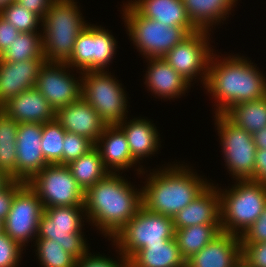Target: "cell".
<instances>
[{
	"label": "cell",
	"instance_id": "6da1fadb",
	"mask_svg": "<svg viewBox=\"0 0 266 267\" xmlns=\"http://www.w3.org/2000/svg\"><path fill=\"white\" fill-rule=\"evenodd\" d=\"M143 206L142 189L137 191L122 176L109 173L85 191L86 219L111 240Z\"/></svg>",
	"mask_w": 266,
	"mask_h": 267
},
{
	"label": "cell",
	"instance_id": "7a4b0ae2",
	"mask_svg": "<svg viewBox=\"0 0 266 267\" xmlns=\"http://www.w3.org/2000/svg\"><path fill=\"white\" fill-rule=\"evenodd\" d=\"M209 62L204 88L215 98L216 114H224L240 102L258 100L266 96V78L247 58L240 56L216 58ZM214 59V60H213ZM218 60V61H217Z\"/></svg>",
	"mask_w": 266,
	"mask_h": 267
},
{
	"label": "cell",
	"instance_id": "3957f363",
	"mask_svg": "<svg viewBox=\"0 0 266 267\" xmlns=\"http://www.w3.org/2000/svg\"><path fill=\"white\" fill-rule=\"evenodd\" d=\"M150 174L146 185L140 188L143 207L170 217L189 205L210 184L183 164L160 167V171Z\"/></svg>",
	"mask_w": 266,
	"mask_h": 267
},
{
	"label": "cell",
	"instance_id": "277c9868",
	"mask_svg": "<svg viewBox=\"0 0 266 267\" xmlns=\"http://www.w3.org/2000/svg\"><path fill=\"white\" fill-rule=\"evenodd\" d=\"M74 0H55L42 19V42L46 62L65 63L78 35L88 25Z\"/></svg>",
	"mask_w": 266,
	"mask_h": 267
},
{
	"label": "cell",
	"instance_id": "5b68a950",
	"mask_svg": "<svg viewBox=\"0 0 266 267\" xmlns=\"http://www.w3.org/2000/svg\"><path fill=\"white\" fill-rule=\"evenodd\" d=\"M218 192L221 230L241 237L265 209L266 186L254 180H237L231 189Z\"/></svg>",
	"mask_w": 266,
	"mask_h": 267
},
{
	"label": "cell",
	"instance_id": "8992f818",
	"mask_svg": "<svg viewBox=\"0 0 266 267\" xmlns=\"http://www.w3.org/2000/svg\"><path fill=\"white\" fill-rule=\"evenodd\" d=\"M123 7V19L129 38L146 59L163 58L170 49L189 35L183 27H170L143 17L129 2Z\"/></svg>",
	"mask_w": 266,
	"mask_h": 267
},
{
	"label": "cell",
	"instance_id": "52a82bcc",
	"mask_svg": "<svg viewBox=\"0 0 266 267\" xmlns=\"http://www.w3.org/2000/svg\"><path fill=\"white\" fill-rule=\"evenodd\" d=\"M175 238L173 217L153 213L141 207L134 217L115 235L114 246L130 259L145 245L161 244ZM116 241V242H115Z\"/></svg>",
	"mask_w": 266,
	"mask_h": 267
},
{
	"label": "cell",
	"instance_id": "ba28073f",
	"mask_svg": "<svg viewBox=\"0 0 266 267\" xmlns=\"http://www.w3.org/2000/svg\"><path fill=\"white\" fill-rule=\"evenodd\" d=\"M84 213V215H83ZM84 206H53L44 208L37 238L54 239L77 260L88 253V246L82 235L85 218Z\"/></svg>",
	"mask_w": 266,
	"mask_h": 267
},
{
	"label": "cell",
	"instance_id": "9c48e42d",
	"mask_svg": "<svg viewBox=\"0 0 266 267\" xmlns=\"http://www.w3.org/2000/svg\"><path fill=\"white\" fill-rule=\"evenodd\" d=\"M80 74L81 97L96 110L106 125H118L127 118V94L115 77L113 79L105 70L81 71Z\"/></svg>",
	"mask_w": 266,
	"mask_h": 267
},
{
	"label": "cell",
	"instance_id": "30bf717a",
	"mask_svg": "<svg viewBox=\"0 0 266 267\" xmlns=\"http://www.w3.org/2000/svg\"><path fill=\"white\" fill-rule=\"evenodd\" d=\"M214 116L228 171L238 181L254 180L257 148L253 134L234 124L224 114Z\"/></svg>",
	"mask_w": 266,
	"mask_h": 267
},
{
	"label": "cell",
	"instance_id": "8fae6325",
	"mask_svg": "<svg viewBox=\"0 0 266 267\" xmlns=\"http://www.w3.org/2000/svg\"><path fill=\"white\" fill-rule=\"evenodd\" d=\"M44 208L53 206H84L85 192L66 165H47L28 182Z\"/></svg>",
	"mask_w": 266,
	"mask_h": 267
},
{
	"label": "cell",
	"instance_id": "7c38bea8",
	"mask_svg": "<svg viewBox=\"0 0 266 267\" xmlns=\"http://www.w3.org/2000/svg\"><path fill=\"white\" fill-rule=\"evenodd\" d=\"M110 33L101 26L88 24L78 35L71 57L65 63L82 72L105 70L118 46Z\"/></svg>",
	"mask_w": 266,
	"mask_h": 267
},
{
	"label": "cell",
	"instance_id": "4fadbf2b",
	"mask_svg": "<svg viewBox=\"0 0 266 267\" xmlns=\"http://www.w3.org/2000/svg\"><path fill=\"white\" fill-rule=\"evenodd\" d=\"M208 33L207 30H197L189 34L163 57L189 83L198 74L201 75L204 85L207 81L209 62L213 54V49L209 47Z\"/></svg>",
	"mask_w": 266,
	"mask_h": 267
},
{
	"label": "cell",
	"instance_id": "5bb4252c",
	"mask_svg": "<svg viewBox=\"0 0 266 267\" xmlns=\"http://www.w3.org/2000/svg\"><path fill=\"white\" fill-rule=\"evenodd\" d=\"M43 211L40 198L25 183L13 197L10 211L4 220V232L23 248L30 239L37 238Z\"/></svg>",
	"mask_w": 266,
	"mask_h": 267
},
{
	"label": "cell",
	"instance_id": "9a60e30c",
	"mask_svg": "<svg viewBox=\"0 0 266 267\" xmlns=\"http://www.w3.org/2000/svg\"><path fill=\"white\" fill-rule=\"evenodd\" d=\"M66 68H70L66 63L45 62L35 84L55 112L81 98L82 78L76 80Z\"/></svg>",
	"mask_w": 266,
	"mask_h": 267
},
{
	"label": "cell",
	"instance_id": "2e32d148",
	"mask_svg": "<svg viewBox=\"0 0 266 267\" xmlns=\"http://www.w3.org/2000/svg\"><path fill=\"white\" fill-rule=\"evenodd\" d=\"M41 123H19L16 138V180L27 183L34 175L49 165L41 151Z\"/></svg>",
	"mask_w": 266,
	"mask_h": 267
},
{
	"label": "cell",
	"instance_id": "e0dca14e",
	"mask_svg": "<svg viewBox=\"0 0 266 267\" xmlns=\"http://www.w3.org/2000/svg\"><path fill=\"white\" fill-rule=\"evenodd\" d=\"M45 58H33L17 62L0 59V107L21 92L35 88Z\"/></svg>",
	"mask_w": 266,
	"mask_h": 267
},
{
	"label": "cell",
	"instance_id": "ac0fdd59",
	"mask_svg": "<svg viewBox=\"0 0 266 267\" xmlns=\"http://www.w3.org/2000/svg\"><path fill=\"white\" fill-rule=\"evenodd\" d=\"M55 118L66 132L85 136L94 144L106 126L96 110L82 97L59 108L55 113Z\"/></svg>",
	"mask_w": 266,
	"mask_h": 267
},
{
	"label": "cell",
	"instance_id": "d6986e66",
	"mask_svg": "<svg viewBox=\"0 0 266 267\" xmlns=\"http://www.w3.org/2000/svg\"><path fill=\"white\" fill-rule=\"evenodd\" d=\"M0 110L18 123H41L55 119V110L36 89H28L5 102Z\"/></svg>",
	"mask_w": 266,
	"mask_h": 267
},
{
	"label": "cell",
	"instance_id": "ffe728a7",
	"mask_svg": "<svg viewBox=\"0 0 266 267\" xmlns=\"http://www.w3.org/2000/svg\"><path fill=\"white\" fill-rule=\"evenodd\" d=\"M217 188L210 183L189 205L181 209L173 217L175 230L200 224L220 225V194Z\"/></svg>",
	"mask_w": 266,
	"mask_h": 267
},
{
	"label": "cell",
	"instance_id": "44dd1931",
	"mask_svg": "<svg viewBox=\"0 0 266 267\" xmlns=\"http://www.w3.org/2000/svg\"><path fill=\"white\" fill-rule=\"evenodd\" d=\"M241 258V237L221 232L186 261V267H233Z\"/></svg>",
	"mask_w": 266,
	"mask_h": 267
},
{
	"label": "cell",
	"instance_id": "7402d4cb",
	"mask_svg": "<svg viewBox=\"0 0 266 267\" xmlns=\"http://www.w3.org/2000/svg\"><path fill=\"white\" fill-rule=\"evenodd\" d=\"M95 147L99 150L105 167L111 173L127 170L137 163L132 158L127 137L118 125H106Z\"/></svg>",
	"mask_w": 266,
	"mask_h": 267
},
{
	"label": "cell",
	"instance_id": "603a6c76",
	"mask_svg": "<svg viewBox=\"0 0 266 267\" xmlns=\"http://www.w3.org/2000/svg\"><path fill=\"white\" fill-rule=\"evenodd\" d=\"M149 65L145 74V82L153 94L158 97L176 98L183 95L191 85L164 58H147Z\"/></svg>",
	"mask_w": 266,
	"mask_h": 267
},
{
	"label": "cell",
	"instance_id": "cb8c5ba5",
	"mask_svg": "<svg viewBox=\"0 0 266 267\" xmlns=\"http://www.w3.org/2000/svg\"><path fill=\"white\" fill-rule=\"evenodd\" d=\"M129 3L143 17L170 27H183L189 34L198 30L188 18L183 0H131Z\"/></svg>",
	"mask_w": 266,
	"mask_h": 267
},
{
	"label": "cell",
	"instance_id": "d4e9b609",
	"mask_svg": "<svg viewBox=\"0 0 266 267\" xmlns=\"http://www.w3.org/2000/svg\"><path fill=\"white\" fill-rule=\"evenodd\" d=\"M126 121L123 120L118 126L127 137L132 158L138 163L139 159L153 155L161 147L159 133L147 119L134 118L130 122Z\"/></svg>",
	"mask_w": 266,
	"mask_h": 267
},
{
	"label": "cell",
	"instance_id": "484cf974",
	"mask_svg": "<svg viewBox=\"0 0 266 267\" xmlns=\"http://www.w3.org/2000/svg\"><path fill=\"white\" fill-rule=\"evenodd\" d=\"M238 0H183L186 13L198 30H207L226 19Z\"/></svg>",
	"mask_w": 266,
	"mask_h": 267
},
{
	"label": "cell",
	"instance_id": "4316f807",
	"mask_svg": "<svg viewBox=\"0 0 266 267\" xmlns=\"http://www.w3.org/2000/svg\"><path fill=\"white\" fill-rule=\"evenodd\" d=\"M130 260L137 267H186L175 238L155 245H145Z\"/></svg>",
	"mask_w": 266,
	"mask_h": 267
},
{
	"label": "cell",
	"instance_id": "83f0119b",
	"mask_svg": "<svg viewBox=\"0 0 266 267\" xmlns=\"http://www.w3.org/2000/svg\"><path fill=\"white\" fill-rule=\"evenodd\" d=\"M66 166L84 192L110 173L95 146Z\"/></svg>",
	"mask_w": 266,
	"mask_h": 267
},
{
	"label": "cell",
	"instance_id": "f1b7e54d",
	"mask_svg": "<svg viewBox=\"0 0 266 267\" xmlns=\"http://www.w3.org/2000/svg\"><path fill=\"white\" fill-rule=\"evenodd\" d=\"M224 115L240 128L254 134L266 127V96L235 104Z\"/></svg>",
	"mask_w": 266,
	"mask_h": 267
},
{
	"label": "cell",
	"instance_id": "f546056e",
	"mask_svg": "<svg viewBox=\"0 0 266 267\" xmlns=\"http://www.w3.org/2000/svg\"><path fill=\"white\" fill-rule=\"evenodd\" d=\"M222 232L220 225H192L175 230V239L187 261Z\"/></svg>",
	"mask_w": 266,
	"mask_h": 267
},
{
	"label": "cell",
	"instance_id": "4dcf8cb0",
	"mask_svg": "<svg viewBox=\"0 0 266 267\" xmlns=\"http://www.w3.org/2000/svg\"><path fill=\"white\" fill-rule=\"evenodd\" d=\"M19 123L0 110V170L16 180V138Z\"/></svg>",
	"mask_w": 266,
	"mask_h": 267
},
{
	"label": "cell",
	"instance_id": "1f68e13d",
	"mask_svg": "<svg viewBox=\"0 0 266 267\" xmlns=\"http://www.w3.org/2000/svg\"><path fill=\"white\" fill-rule=\"evenodd\" d=\"M37 32H21L0 55V59L5 62H17L33 58H45L42 32Z\"/></svg>",
	"mask_w": 266,
	"mask_h": 267
},
{
	"label": "cell",
	"instance_id": "d6a6232c",
	"mask_svg": "<svg viewBox=\"0 0 266 267\" xmlns=\"http://www.w3.org/2000/svg\"><path fill=\"white\" fill-rule=\"evenodd\" d=\"M65 132V129L56 118L43 124L41 151L49 165H63V140Z\"/></svg>",
	"mask_w": 266,
	"mask_h": 267
},
{
	"label": "cell",
	"instance_id": "836d02e7",
	"mask_svg": "<svg viewBox=\"0 0 266 267\" xmlns=\"http://www.w3.org/2000/svg\"><path fill=\"white\" fill-rule=\"evenodd\" d=\"M37 256L43 267H76L77 259L54 239L36 238Z\"/></svg>",
	"mask_w": 266,
	"mask_h": 267
},
{
	"label": "cell",
	"instance_id": "e575fe53",
	"mask_svg": "<svg viewBox=\"0 0 266 267\" xmlns=\"http://www.w3.org/2000/svg\"><path fill=\"white\" fill-rule=\"evenodd\" d=\"M2 16L8 23L15 26L19 32H35L42 19L19 5L16 1H12L0 10Z\"/></svg>",
	"mask_w": 266,
	"mask_h": 267
},
{
	"label": "cell",
	"instance_id": "d590c367",
	"mask_svg": "<svg viewBox=\"0 0 266 267\" xmlns=\"http://www.w3.org/2000/svg\"><path fill=\"white\" fill-rule=\"evenodd\" d=\"M63 142V165L78 159L95 146L87 137L70 132H65Z\"/></svg>",
	"mask_w": 266,
	"mask_h": 267
},
{
	"label": "cell",
	"instance_id": "8d00e7d4",
	"mask_svg": "<svg viewBox=\"0 0 266 267\" xmlns=\"http://www.w3.org/2000/svg\"><path fill=\"white\" fill-rule=\"evenodd\" d=\"M23 249L5 232L0 234V267H17Z\"/></svg>",
	"mask_w": 266,
	"mask_h": 267
},
{
	"label": "cell",
	"instance_id": "74e56055",
	"mask_svg": "<svg viewBox=\"0 0 266 267\" xmlns=\"http://www.w3.org/2000/svg\"><path fill=\"white\" fill-rule=\"evenodd\" d=\"M241 256L251 267H266V242L241 244Z\"/></svg>",
	"mask_w": 266,
	"mask_h": 267
},
{
	"label": "cell",
	"instance_id": "f35d334b",
	"mask_svg": "<svg viewBox=\"0 0 266 267\" xmlns=\"http://www.w3.org/2000/svg\"><path fill=\"white\" fill-rule=\"evenodd\" d=\"M266 242V206L261 216L241 236V244Z\"/></svg>",
	"mask_w": 266,
	"mask_h": 267
},
{
	"label": "cell",
	"instance_id": "ab89813d",
	"mask_svg": "<svg viewBox=\"0 0 266 267\" xmlns=\"http://www.w3.org/2000/svg\"><path fill=\"white\" fill-rule=\"evenodd\" d=\"M120 256L121 260L118 263L116 260L113 261L108 257L100 256V254L99 256L98 254L92 255L90 252L77 260L76 267H125L127 259L122 254Z\"/></svg>",
	"mask_w": 266,
	"mask_h": 267
},
{
	"label": "cell",
	"instance_id": "60d3db41",
	"mask_svg": "<svg viewBox=\"0 0 266 267\" xmlns=\"http://www.w3.org/2000/svg\"><path fill=\"white\" fill-rule=\"evenodd\" d=\"M22 181L11 180L0 190V219H6L13 201L15 193L24 185Z\"/></svg>",
	"mask_w": 266,
	"mask_h": 267
},
{
	"label": "cell",
	"instance_id": "b9f144b4",
	"mask_svg": "<svg viewBox=\"0 0 266 267\" xmlns=\"http://www.w3.org/2000/svg\"><path fill=\"white\" fill-rule=\"evenodd\" d=\"M20 33L21 32H19L15 26L8 23L2 16H0V55Z\"/></svg>",
	"mask_w": 266,
	"mask_h": 267
},
{
	"label": "cell",
	"instance_id": "7bdbcfd3",
	"mask_svg": "<svg viewBox=\"0 0 266 267\" xmlns=\"http://www.w3.org/2000/svg\"><path fill=\"white\" fill-rule=\"evenodd\" d=\"M19 5L38 15L41 19L55 0H15Z\"/></svg>",
	"mask_w": 266,
	"mask_h": 267
},
{
	"label": "cell",
	"instance_id": "ee69618b",
	"mask_svg": "<svg viewBox=\"0 0 266 267\" xmlns=\"http://www.w3.org/2000/svg\"><path fill=\"white\" fill-rule=\"evenodd\" d=\"M254 181L266 186V150L264 149L256 151Z\"/></svg>",
	"mask_w": 266,
	"mask_h": 267
},
{
	"label": "cell",
	"instance_id": "f6af8a7d",
	"mask_svg": "<svg viewBox=\"0 0 266 267\" xmlns=\"http://www.w3.org/2000/svg\"><path fill=\"white\" fill-rule=\"evenodd\" d=\"M253 139L257 149L266 150V127H263L261 130L256 131L253 134Z\"/></svg>",
	"mask_w": 266,
	"mask_h": 267
},
{
	"label": "cell",
	"instance_id": "bcb514c9",
	"mask_svg": "<svg viewBox=\"0 0 266 267\" xmlns=\"http://www.w3.org/2000/svg\"><path fill=\"white\" fill-rule=\"evenodd\" d=\"M12 180L4 171L0 170V190Z\"/></svg>",
	"mask_w": 266,
	"mask_h": 267
},
{
	"label": "cell",
	"instance_id": "7dc6e473",
	"mask_svg": "<svg viewBox=\"0 0 266 267\" xmlns=\"http://www.w3.org/2000/svg\"><path fill=\"white\" fill-rule=\"evenodd\" d=\"M233 267H251L241 256V258L233 265Z\"/></svg>",
	"mask_w": 266,
	"mask_h": 267
},
{
	"label": "cell",
	"instance_id": "c3c4849f",
	"mask_svg": "<svg viewBox=\"0 0 266 267\" xmlns=\"http://www.w3.org/2000/svg\"><path fill=\"white\" fill-rule=\"evenodd\" d=\"M15 0H0V10Z\"/></svg>",
	"mask_w": 266,
	"mask_h": 267
},
{
	"label": "cell",
	"instance_id": "681fc988",
	"mask_svg": "<svg viewBox=\"0 0 266 267\" xmlns=\"http://www.w3.org/2000/svg\"><path fill=\"white\" fill-rule=\"evenodd\" d=\"M125 267H137V266L130 259H127Z\"/></svg>",
	"mask_w": 266,
	"mask_h": 267
},
{
	"label": "cell",
	"instance_id": "f907efd6",
	"mask_svg": "<svg viewBox=\"0 0 266 267\" xmlns=\"http://www.w3.org/2000/svg\"><path fill=\"white\" fill-rule=\"evenodd\" d=\"M4 232V221L0 219V234Z\"/></svg>",
	"mask_w": 266,
	"mask_h": 267
}]
</instances>
